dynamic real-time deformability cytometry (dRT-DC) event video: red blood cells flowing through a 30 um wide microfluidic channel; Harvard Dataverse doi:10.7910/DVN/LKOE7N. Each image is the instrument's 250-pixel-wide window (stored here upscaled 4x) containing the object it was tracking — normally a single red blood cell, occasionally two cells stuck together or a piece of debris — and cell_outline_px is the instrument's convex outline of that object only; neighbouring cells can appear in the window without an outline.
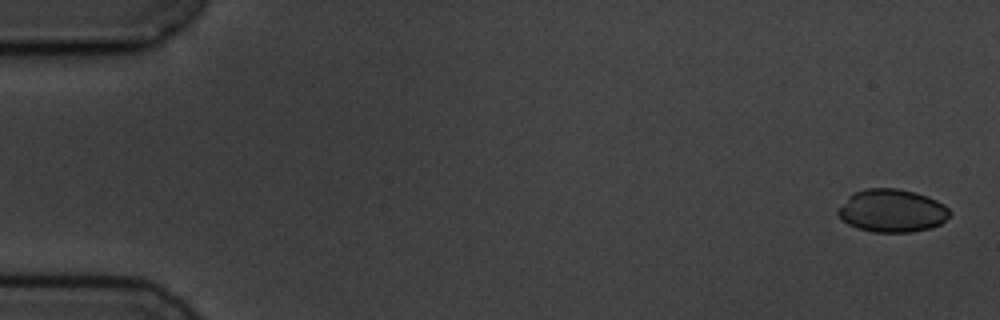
{"species": "common noctule bat (a hibernating species)", "species_latin": "Nyctalus noctula", "temperature_condition": "cold", "stored_images_in_passage": 8, "camera_frame_rate_fps": 3000, "um_per_image_px": 0.085, "animal": {"sex": "male", "body_mass_g": 19.5, "forearm_length_mm": 54.6}, "frame": {"image": 1, "passage_image": 1, "time_ms": 0.0, "image_size_px": [1000, 320], "cell_outline_px": [[952, 212], [940, 224], [932, 228], [912, 232], [872, 232], [856, 228], [840, 220], [836, 212], [848, 196], [852, 192], [864, 188], [896, 188], [916, 192], [928, 196], [944, 204]], "centroid_in_image_um": [75.8, 17.91], "position_along_channel_um": 9.2, "area_um2": 28.32}}
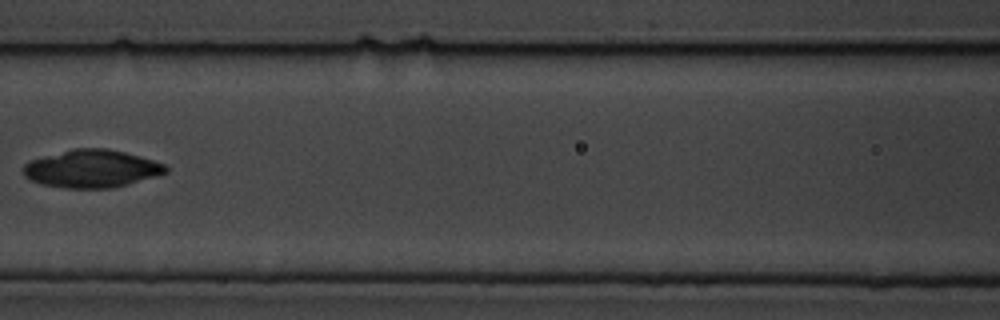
{"frame": {"image": 2, "passage_image": 7, "time_ms": 8.0, "image_size_px": [1000, 320], "cell_outline_px": [[168, 172], [156, 176], [128, 184], [112, 188], [64, 188], [40, 184], [28, 180], [24, 176], [24, 164], [28, 160], [72, 148], [108, 148], [140, 156], [164, 164], [168, 168]], "centroid_in_image_um": [7.75, 14.34], "position_along_channel_um": 158.8, "area_um2": 31.56}}
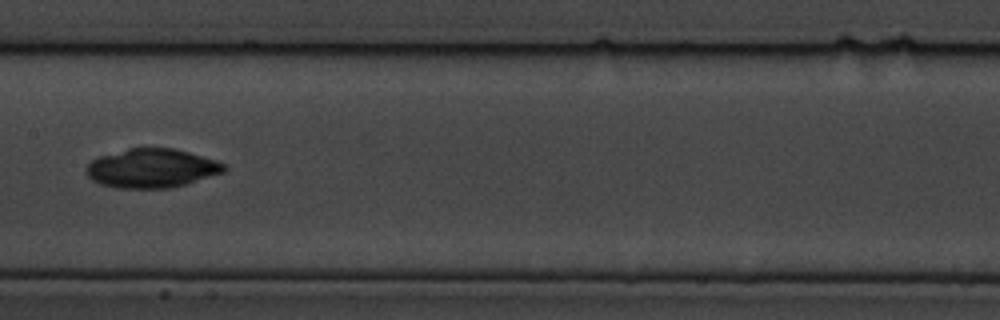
{"frame": {"image": 3, "passage_image": 8, "time_ms": 9.0, "image_size_px": [1000, 320], "cell_outline_px": [[228, 168], [224, 172], [184, 184], [168, 188], [116, 188], [100, 184], [92, 180], [84, 172], [84, 168], [92, 160], [100, 156], [128, 148], [172, 148], [188, 152], [216, 160], [224, 164]], "centroid_in_image_um": [12.85, 14.3], "position_along_channel_um": 194.5, "area_um2": 31.21}}